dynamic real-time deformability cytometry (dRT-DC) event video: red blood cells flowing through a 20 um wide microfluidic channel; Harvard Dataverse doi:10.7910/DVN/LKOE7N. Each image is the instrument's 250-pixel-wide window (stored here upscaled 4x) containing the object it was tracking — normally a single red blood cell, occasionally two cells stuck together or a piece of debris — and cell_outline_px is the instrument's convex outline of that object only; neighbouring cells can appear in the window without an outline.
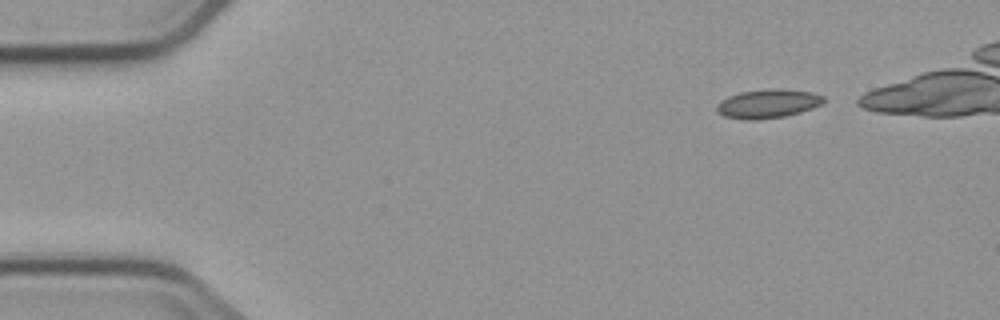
{"species": "common noctule bat (a hibernating species)", "species_latin": "Nyctalus noctula", "temperature_condition": "cold", "stored_images_in_passage": 8, "camera_frame_rate_fps": 3000, "um_per_image_px": 0.085, "animal": {"sex": "male", "body_mass_g": 23.1, "forearm_length_mm": 52.7}, "frame": {"image": 1, "passage_image": 1, "time_ms": 0.0, "image_size_px": [1000, 320], "cell_outline_px": [[824, 104], [800, 112], [784, 116], [756, 120], [744, 120], [724, 116], [716, 112], [716, 104], [720, 100], [728, 96], [740, 92], [776, 88], [812, 92], [824, 96]], "centroid_in_image_um": [65.24, 8.82], "position_along_channel_um": 19.8, "area_um2": 18.09}}
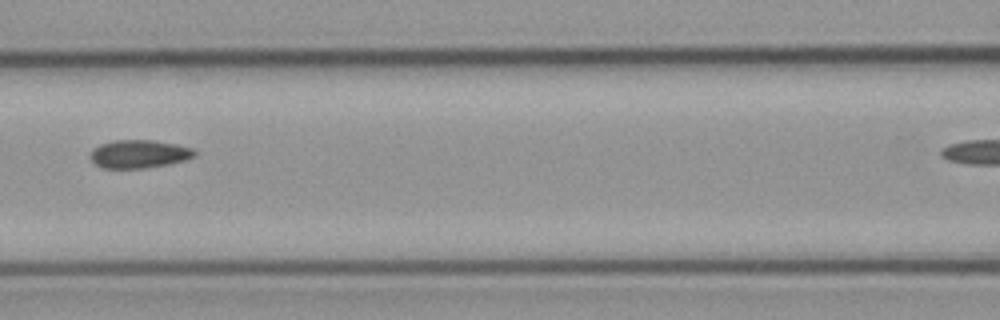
{"frame": {"image": 2, "passage_image": 6, "time_ms": 6.0, "image_size_px": [1000, 320], "cell_outline_px": [[196, 156], [184, 160], [168, 164], [144, 168], [104, 168], [96, 164], [92, 160], [92, 152], [100, 144], [112, 140], [152, 140], [176, 144], [192, 148], [196, 152]], "centroid_in_image_um": [11.86, 13.08], "position_along_channel_um": 154.7, "area_um2": 16.88}}
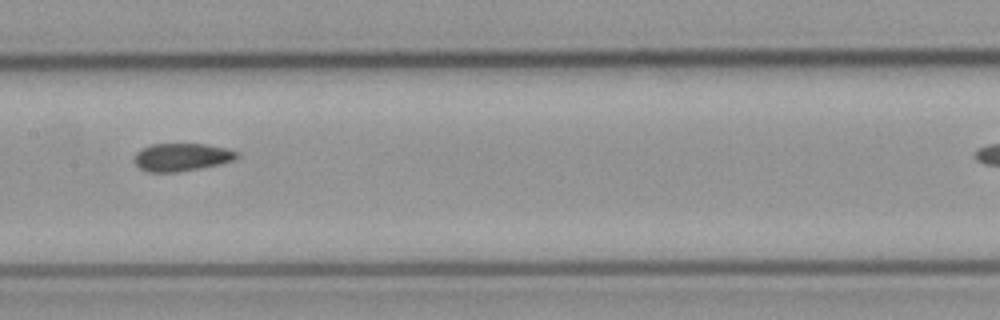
{"frame": {"image": 3, "passage_image": 7, "time_ms": 7.0, "image_size_px": [1000, 320], "cell_outline_px": [[240, 156], [232, 160], [220, 164], [176, 172], [148, 172], [140, 168], [136, 164], [136, 152], [140, 148], [152, 144], [204, 144], [228, 148], [240, 152]], "centroid_in_image_um": [15.47, 13.34], "position_along_channel_um": 191.9, "area_um2": 16.59}}